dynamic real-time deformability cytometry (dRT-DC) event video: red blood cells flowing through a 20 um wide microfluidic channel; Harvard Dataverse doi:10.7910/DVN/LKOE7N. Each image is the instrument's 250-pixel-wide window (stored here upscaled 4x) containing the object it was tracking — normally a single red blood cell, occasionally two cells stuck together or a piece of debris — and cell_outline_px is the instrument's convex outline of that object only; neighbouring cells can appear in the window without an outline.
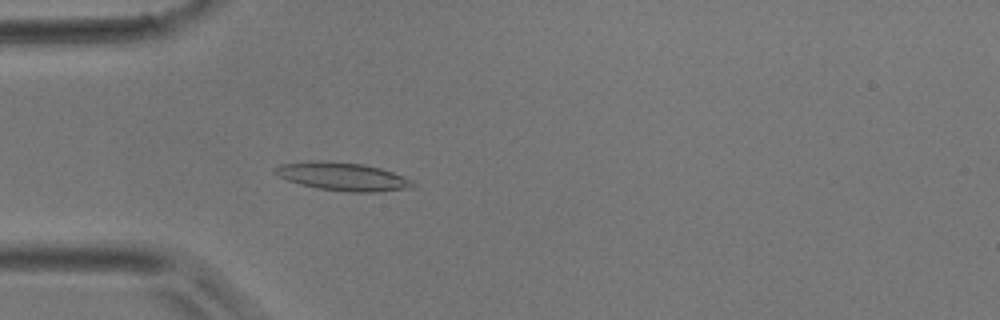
{"species": "common noctule bat (a hibernating species)", "species_latin": "Nyctalus noctula", "temperature_condition": "room temperature", "stored_images_in_passage": 44, "camera_frame_rate_fps": 3000, "um_per_image_px": 0.085, "animal": {"sex": "male", "body_mass_g": 17.9}, "frame": {"image": 1, "passage_image": 13, "time_ms": 4.0, "image_size_px": [1000, 320], "cell_outline_px": [[416, 184], [412, 188], [376, 192], [348, 192], [316, 188], [300, 184], [288, 180], [280, 176], [272, 168], [280, 164], [324, 160], [364, 164], [380, 168], [404, 176], [412, 180]], "centroid_in_image_um": [29.17, 15.01], "position_along_channel_um": 55.8, "area_um2": 22.6}}
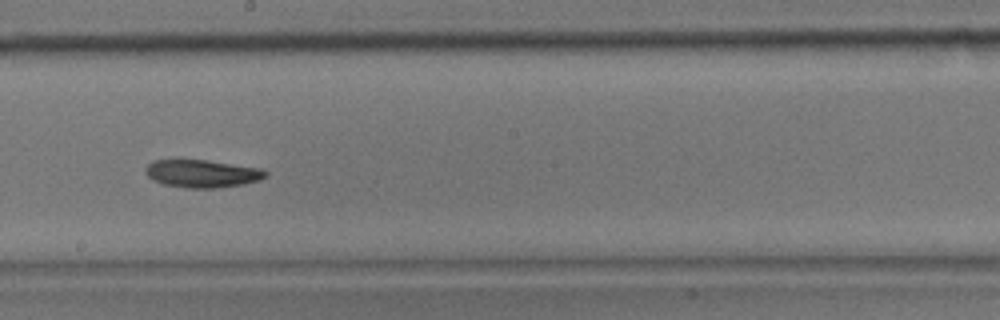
{"frame": {"image": 2, "passage_image": 25, "time_ms": 8.0, "image_size_px": [1000, 320], "cell_outline_px": [[268, 176], [260, 180], [244, 184], [216, 188], [188, 188], [164, 184], [152, 180], [144, 172], [144, 168], [152, 160], [172, 156], [180, 156], [264, 168], [268, 172]], "centroid_in_image_um": [17.13, 14.69], "position_along_channel_um": 231.1, "area_um2": 20.63}}
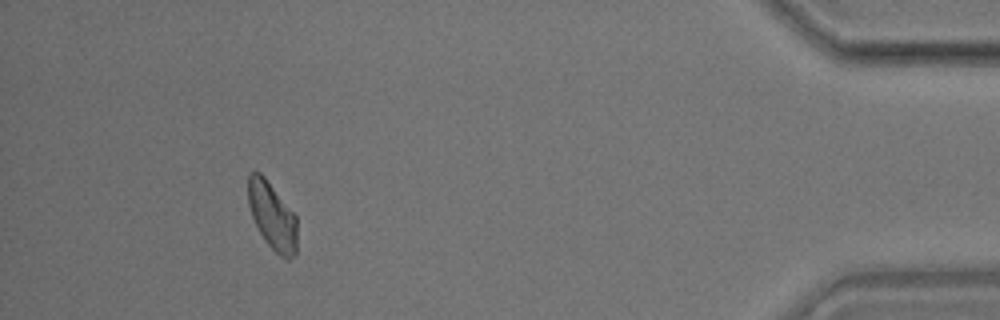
{"frame": {"image": 3, "passage_image": 41, "time_ms": 13.333, "image_size_px": [1000, 320], "cell_outline_px": [[296, 252], [288, 260], [280, 256], [268, 244], [260, 232], [252, 216], [248, 204], [248, 176], [252, 172], [260, 172], [264, 176], [296, 216]], "centroid_in_image_um": [23.13, 18.35], "position_along_channel_um": 412.1, "area_um2": 18.84}}